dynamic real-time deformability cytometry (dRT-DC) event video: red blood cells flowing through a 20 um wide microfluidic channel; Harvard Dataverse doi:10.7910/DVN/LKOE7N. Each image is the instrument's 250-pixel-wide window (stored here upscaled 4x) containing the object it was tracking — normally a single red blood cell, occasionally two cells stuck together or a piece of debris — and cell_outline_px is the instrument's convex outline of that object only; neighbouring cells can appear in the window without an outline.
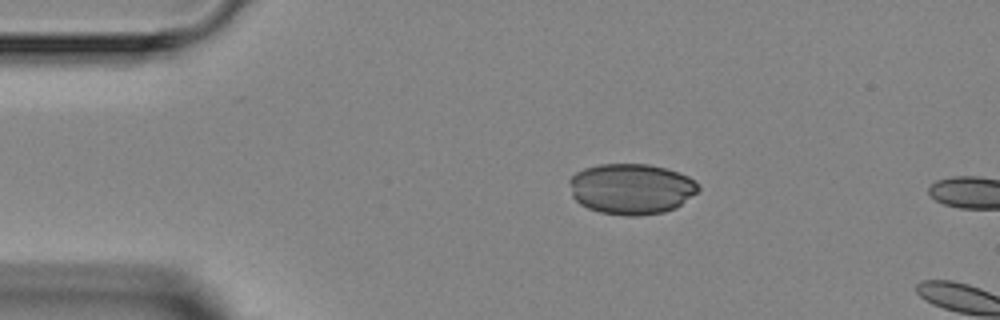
{"species": "Egyptian fruit bat (a non-hibernating species)", "species_latin": "Rousettus aegyptiacus", "temperature_condition": "room temperature", "stored_images_in_passage": 2, "camera_frame_rate_fps": 3000, "um_per_image_px": 0.085, "animal": {"sex": "female"}, "frame": {"image": 1, "passage_image": 1, "time_ms": 0.0, "image_size_px": [1000, 320], "cell_outline_px": [[700, 188], [696, 192], [676, 208], [664, 212], [640, 216], [624, 216], [600, 212], [588, 208], [580, 204], [572, 196], [568, 180], [576, 172], [584, 168], [600, 164], [648, 164], [664, 168], [688, 176]], "centroid_in_image_um": [53.62, 16.06], "position_along_channel_um": 31.4, "area_um2": 38.03}}